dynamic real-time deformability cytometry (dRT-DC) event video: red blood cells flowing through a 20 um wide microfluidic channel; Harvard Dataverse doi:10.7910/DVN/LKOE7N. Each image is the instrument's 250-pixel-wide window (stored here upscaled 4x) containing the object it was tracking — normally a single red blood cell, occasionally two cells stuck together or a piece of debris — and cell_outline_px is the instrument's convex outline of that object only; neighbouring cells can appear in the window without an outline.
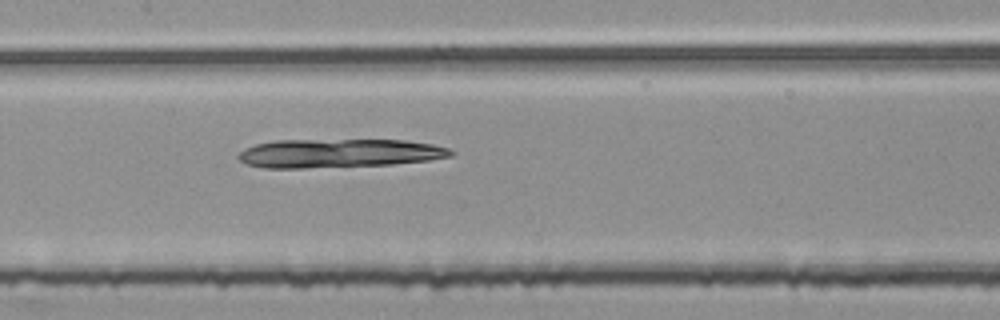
{"species": "common noctule bat (a hibernating species)", "species_latin": "Nyctalus noctula", "temperature_condition": "room temperature", "stored_images_in_passage": 52, "camera_frame_rate_fps": 3000, "um_per_image_px": 0.085, "animal": {"sex": "female", "body_mass_g": 25.1}, "frame": {"image": 1, "passage_image": 25, "time_ms": 8.0, "image_size_px": [1000, 320], "cell_outline_px": [[456, 152], [452, 156], [428, 160], [392, 164], [304, 168], [264, 168], [244, 164], [236, 156], [244, 148], [256, 144], [272, 140], [404, 140], [432, 144], [448, 148]], "centroid_in_image_um": [28.77, 13.02], "position_along_channel_um": 178.6, "area_um2": 35.66}}
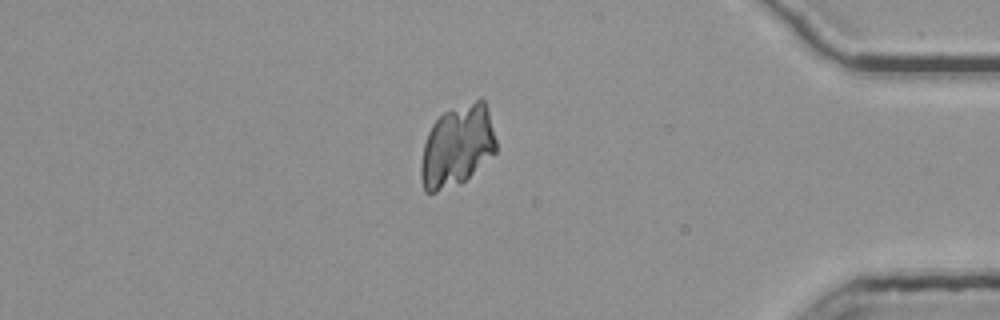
{"frame": {"image": 2, "passage_image": 45, "time_ms": 14.667, "image_size_px": [1000, 320], "cell_outline_px": [[496, 152], [464, 180], [436, 192], [424, 192], [420, 176], [420, 168], [424, 144], [428, 132], [432, 124], [444, 112], [480, 96], [484, 100], [488, 108], [496, 140]], "centroid_in_image_um": [38.86, 12.36], "position_along_channel_um": 396.3, "area_um2": 35.49}}